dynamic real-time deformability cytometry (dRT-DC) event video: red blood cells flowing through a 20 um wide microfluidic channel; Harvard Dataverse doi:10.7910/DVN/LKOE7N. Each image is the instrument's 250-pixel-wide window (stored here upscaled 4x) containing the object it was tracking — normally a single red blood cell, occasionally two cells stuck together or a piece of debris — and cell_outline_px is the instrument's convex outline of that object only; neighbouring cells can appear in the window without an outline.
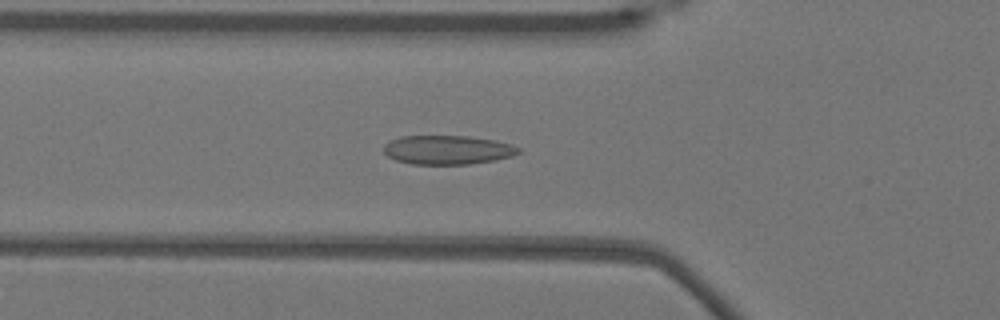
{"species": "Egyptian fruit bat (a non-hibernating species)", "species_latin": "Rousettus aegyptiacus", "temperature_condition": "warm", "stored_images_in_passage": 28, "camera_frame_rate_fps": 3000, "um_per_image_px": 0.085, "animal": {"sex": "female"}, "frame": {"image": 1, "passage_image": 12, "time_ms": 3.667, "image_size_px": [1000, 320], "cell_outline_px": [[520, 152], [512, 156], [496, 160], [468, 164], [412, 164], [396, 160], [388, 156], [384, 152], [384, 144], [400, 136], [468, 136], [492, 140], [508, 144], [520, 148]], "centroid_in_image_um": [38.02, 12.74], "position_along_channel_um": 87.8, "area_um2": 22.6}}
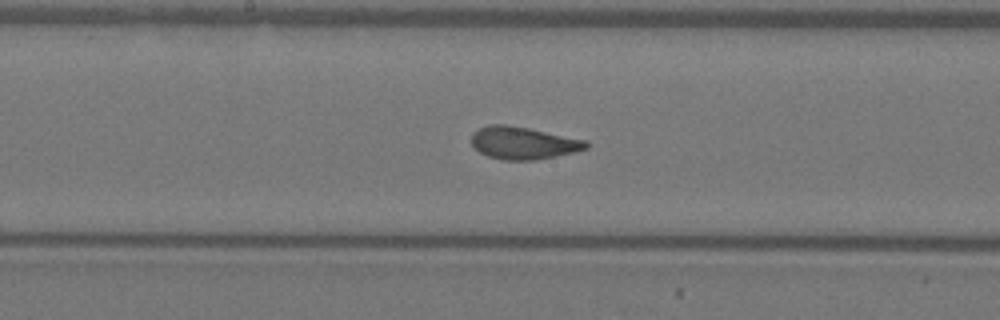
{"frame": {"image": 2, "passage_image": 21, "time_ms": 6.667, "image_size_px": [1000, 320], "cell_outline_px": [[592, 144], [588, 148], [576, 152], [556, 156], [532, 160], [504, 160], [488, 156], [480, 152], [472, 144], [472, 132], [488, 124], [508, 124], [588, 140]], "centroid_in_image_um": [44.52, 12.14], "position_along_channel_um": 203.7, "area_um2": 21.85}}
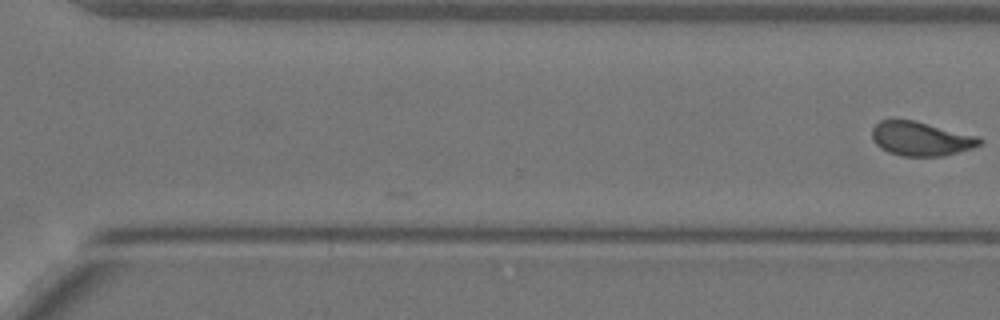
{"frame": {"image": 3, "passage_image": 28, "time_ms": 9.0, "image_size_px": [1000, 320], "cell_outline_px": [[984, 144], [972, 148], [944, 156], [904, 156], [888, 152], [880, 148], [872, 140], [872, 128], [880, 120], [912, 120], [980, 136], [984, 140]], "centroid_in_image_um": [78.31, 11.8], "position_along_channel_um": 292.3, "area_um2": 21.5}}